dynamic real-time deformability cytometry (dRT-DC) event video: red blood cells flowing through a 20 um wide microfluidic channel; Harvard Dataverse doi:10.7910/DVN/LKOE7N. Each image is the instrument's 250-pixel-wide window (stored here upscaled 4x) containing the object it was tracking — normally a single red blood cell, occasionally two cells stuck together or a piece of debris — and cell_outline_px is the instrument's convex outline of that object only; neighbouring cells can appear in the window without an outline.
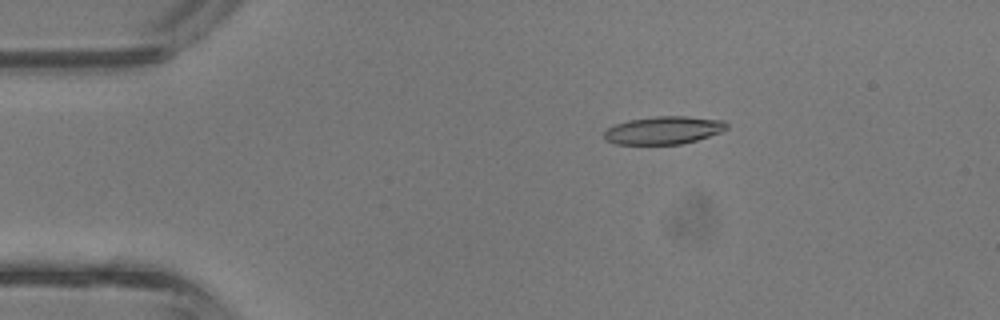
{"species": "common noctule bat (a hibernating species)", "species_latin": "Nyctalus noctula", "temperature_condition": "room temperature", "stored_images_in_passage": 36, "camera_frame_rate_fps": 3000, "um_per_image_px": 0.085, "animal": {"sex": "male", "body_mass_g": 13.3}, "frame": {"image": 1, "passage_image": 1, "time_ms": 0.0, "image_size_px": [1000, 320], "cell_outline_px": [[728, 128], [720, 132], [696, 140], [680, 144], [616, 144], [604, 140], [604, 132], [608, 128], [616, 124], [628, 120], [656, 116], [684, 116], [724, 120], [728, 124]], "centroid_in_image_um": [56.4, 11.07], "position_along_channel_um": 28.6, "area_um2": 19.83}}
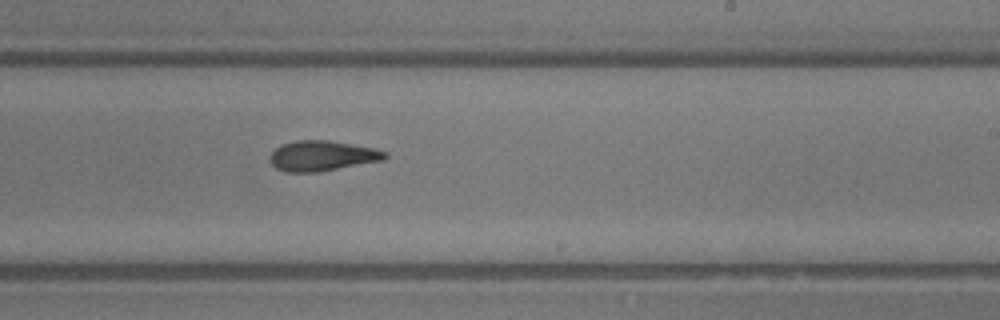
{"frame": {"image": 2, "passage_image": 19, "time_ms": 6.0, "image_size_px": [1000, 320], "cell_outline_px": [[388, 156], [384, 160], [316, 172], [288, 172], [276, 168], [268, 160], [272, 152], [280, 144], [296, 140], [328, 140], [372, 148], [388, 152]], "centroid_in_image_um": [27.36, 13.24], "position_along_channel_um": 261.6, "area_um2": 20.17}}
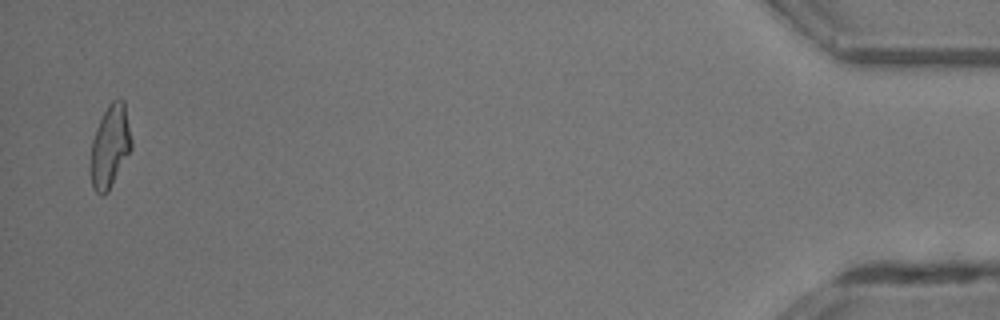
{"frame": {"image": 3, "passage_image": 35, "time_ms": 11.333, "image_size_px": [1000, 320], "cell_outline_px": [[132, 148], [108, 192], [104, 196], [100, 196], [92, 188], [92, 140], [96, 128], [108, 104], [112, 100], [120, 96], [124, 100], [132, 140]], "centroid_in_image_um": [9.38, 12.41], "position_along_channel_um": 425.8, "area_um2": 19.54}, "authors_computed_cell_mechanics": {"area_um2": 20.3167, "velocity_mm_per_s": 4.8387, "shape_relaxation_time_tau1_ms": 4.5934, "shape_relaxation_time_tau2_ms": 2.9441, "deformation_change_tau1": 0.1633, "deformation_change_tau2": 0.1208}}